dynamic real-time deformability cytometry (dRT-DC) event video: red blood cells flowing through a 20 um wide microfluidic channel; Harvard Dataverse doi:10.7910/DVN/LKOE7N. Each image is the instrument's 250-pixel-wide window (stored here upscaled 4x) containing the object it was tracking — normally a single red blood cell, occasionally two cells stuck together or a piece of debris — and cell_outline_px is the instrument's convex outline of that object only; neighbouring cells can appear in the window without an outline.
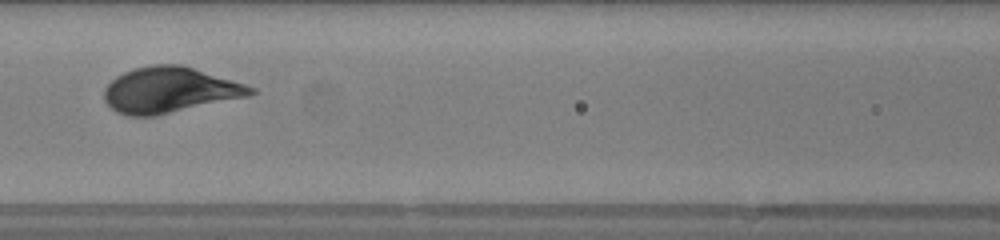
{"species": "human", "species_latin": "Homo sapiens", "temperature_condition": "warm", "stored_images_in_passage": 36, "camera_frame_rate_fps": 3000, "um_per_image_px": 0.085, "donor": {"sex": "female"}, "frame": {"image": 1, "passage_image": 16, "time_ms": 5.0, "image_size_px": [1000, 240], "cell_outline_px": [[256, 92], [248, 96], [156, 116], [128, 116], [116, 112], [104, 100], [104, 88], [116, 76], [124, 72], [136, 68], [152, 64], [180, 64], [244, 84], [256, 88]], "centroid_in_image_um": [14.38, 7.66], "position_along_channel_um": 152.2, "area_um2": 38.73}, "authors_computed_cell_mechanics": {"area_um2": 38.8127, "velocity_mm_per_s": 4.258, "shape_relaxation_time_tau1_ms": 1.9334, "shape_relaxation_time_tau2_ms": null, "deformation_change_tau1": 0.1283, "deformation_change_tau2": null}}